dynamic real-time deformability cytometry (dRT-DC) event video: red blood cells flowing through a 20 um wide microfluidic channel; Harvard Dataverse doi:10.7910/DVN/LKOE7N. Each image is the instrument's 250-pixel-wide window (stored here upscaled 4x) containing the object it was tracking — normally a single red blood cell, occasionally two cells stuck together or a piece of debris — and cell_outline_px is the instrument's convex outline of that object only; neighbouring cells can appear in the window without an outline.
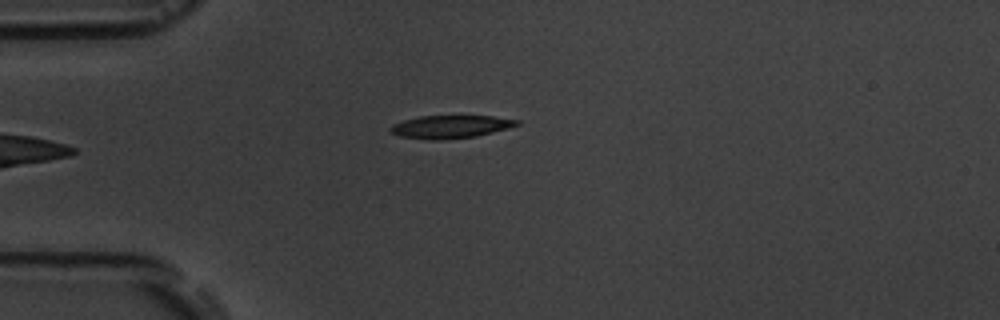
{"species": "common noctule bat (a hibernating species)", "species_latin": "Nyctalus noctula", "temperature_condition": "room temperature", "stored_images_in_passage": 3, "camera_frame_rate_fps": 3000, "um_per_image_px": 0.085, "animal": {"sex": "male", "body_mass_g": 19.5, "forearm_length_mm": 54.6}, "frame": {"image": 1, "passage_image": 3, "time_ms": 2.333, "image_size_px": [1000, 320], "cell_outline_px": [[520, 124], [508, 128], [476, 136], [440, 140], [428, 140], [400, 136], [392, 132], [388, 128], [392, 124], [404, 120], [420, 116], [492, 116], [520, 120]], "centroid_in_image_um": [38.28, 10.77], "position_along_channel_um": 46.7, "area_um2": 16.82}}